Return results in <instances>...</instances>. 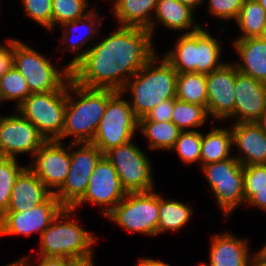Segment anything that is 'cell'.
Instances as JSON below:
<instances>
[{
  "instance_id": "obj_1",
  "label": "cell",
  "mask_w": 266,
  "mask_h": 266,
  "mask_svg": "<svg viewBox=\"0 0 266 266\" xmlns=\"http://www.w3.org/2000/svg\"><path fill=\"white\" fill-rule=\"evenodd\" d=\"M146 29L119 26L90 47L71 69V79L87 88L121 91L156 53Z\"/></svg>"
},
{
  "instance_id": "obj_2",
  "label": "cell",
  "mask_w": 266,
  "mask_h": 266,
  "mask_svg": "<svg viewBox=\"0 0 266 266\" xmlns=\"http://www.w3.org/2000/svg\"><path fill=\"white\" fill-rule=\"evenodd\" d=\"M117 91L112 89L87 88L67 81V104L64 127L59 142L71 137V143L92 142L108 100Z\"/></svg>"
},
{
  "instance_id": "obj_3",
  "label": "cell",
  "mask_w": 266,
  "mask_h": 266,
  "mask_svg": "<svg viewBox=\"0 0 266 266\" xmlns=\"http://www.w3.org/2000/svg\"><path fill=\"white\" fill-rule=\"evenodd\" d=\"M177 75L172 65L156 53L128 80L121 92L130 93L129 104L138 120L159 103L176 98Z\"/></svg>"
},
{
  "instance_id": "obj_4",
  "label": "cell",
  "mask_w": 266,
  "mask_h": 266,
  "mask_svg": "<svg viewBox=\"0 0 266 266\" xmlns=\"http://www.w3.org/2000/svg\"><path fill=\"white\" fill-rule=\"evenodd\" d=\"M72 208H63L39 236L37 256L83 260L94 257L97 236L81 227ZM73 217V218H72Z\"/></svg>"
},
{
  "instance_id": "obj_5",
  "label": "cell",
  "mask_w": 266,
  "mask_h": 266,
  "mask_svg": "<svg viewBox=\"0 0 266 266\" xmlns=\"http://www.w3.org/2000/svg\"><path fill=\"white\" fill-rule=\"evenodd\" d=\"M180 35L173 49L163 55L178 73L208 74L226 63L220 60L222 41L212 37L208 28L203 26L195 32Z\"/></svg>"
},
{
  "instance_id": "obj_6",
  "label": "cell",
  "mask_w": 266,
  "mask_h": 266,
  "mask_svg": "<svg viewBox=\"0 0 266 266\" xmlns=\"http://www.w3.org/2000/svg\"><path fill=\"white\" fill-rule=\"evenodd\" d=\"M12 65L27 81L31 94L57 91L71 78L69 68L59 69L46 55L16 38L12 43Z\"/></svg>"
},
{
  "instance_id": "obj_7",
  "label": "cell",
  "mask_w": 266,
  "mask_h": 266,
  "mask_svg": "<svg viewBox=\"0 0 266 266\" xmlns=\"http://www.w3.org/2000/svg\"><path fill=\"white\" fill-rule=\"evenodd\" d=\"M67 82L57 91L32 93L17 108L47 141L59 140L64 127Z\"/></svg>"
},
{
  "instance_id": "obj_8",
  "label": "cell",
  "mask_w": 266,
  "mask_h": 266,
  "mask_svg": "<svg viewBox=\"0 0 266 266\" xmlns=\"http://www.w3.org/2000/svg\"><path fill=\"white\" fill-rule=\"evenodd\" d=\"M106 219L129 233L156 237L159 223V193L155 190L127 192L108 213Z\"/></svg>"
},
{
  "instance_id": "obj_9",
  "label": "cell",
  "mask_w": 266,
  "mask_h": 266,
  "mask_svg": "<svg viewBox=\"0 0 266 266\" xmlns=\"http://www.w3.org/2000/svg\"><path fill=\"white\" fill-rule=\"evenodd\" d=\"M121 91H117L107 102L98 130L92 140L105 154L112 148L133 140L138 132V119Z\"/></svg>"
},
{
  "instance_id": "obj_10",
  "label": "cell",
  "mask_w": 266,
  "mask_h": 266,
  "mask_svg": "<svg viewBox=\"0 0 266 266\" xmlns=\"http://www.w3.org/2000/svg\"><path fill=\"white\" fill-rule=\"evenodd\" d=\"M208 185L222 210L224 218L228 219L238 206L244 205L243 165L232 158L210 163L200 167Z\"/></svg>"
},
{
  "instance_id": "obj_11",
  "label": "cell",
  "mask_w": 266,
  "mask_h": 266,
  "mask_svg": "<svg viewBox=\"0 0 266 266\" xmlns=\"http://www.w3.org/2000/svg\"><path fill=\"white\" fill-rule=\"evenodd\" d=\"M104 156L115 168L126 192H148L155 189L153 163L133 140L110 149Z\"/></svg>"
},
{
  "instance_id": "obj_12",
  "label": "cell",
  "mask_w": 266,
  "mask_h": 266,
  "mask_svg": "<svg viewBox=\"0 0 266 266\" xmlns=\"http://www.w3.org/2000/svg\"><path fill=\"white\" fill-rule=\"evenodd\" d=\"M104 154L91 142L71 143L69 173L54 193L64 208H72L85 194L96 164Z\"/></svg>"
},
{
  "instance_id": "obj_13",
  "label": "cell",
  "mask_w": 266,
  "mask_h": 266,
  "mask_svg": "<svg viewBox=\"0 0 266 266\" xmlns=\"http://www.w3.org/2000/svg\"><path fill=\"white\" fill-rule=\"evenodd\" d=\"M15 112L0 115V156L18 159V155L29 153L32 158L47 140L30 121Z\"/></svg>"
},
{
  "instance_id": "obj_14",
  "label": "cell",
  "mask_w": 266,
  "mask_h": 266,
  "mask_svg": "<svg viewBox=\"0 0 266 266\" xmlns=\"http://www.w3.org/2000/svg\"><path fill=\"white\" fill-rule=\"evenodd\" d=\"M127 194L113 165L103 156L96 164L83 197L72 207L77 210L84 203L100 206L104 217Z\"/></svg>"
},
{
  "instance_id": "obj_15",
  "label": "cell",
  "mask_w": 266,
  "mask_h": 266,
  "mask_svg": "<svg viewBox=\"0 0 266 266\" xmlns=\"http://www.w3.org/2000/svg\"><path fill=\"white\" fill-rule=\"evenodd\" d=\"M32 158L27 166L54 194L69 173L71 143L67 145L57 140L46 141Z\"/></svg>"
},
{
  "instance_id": "obj_16",
  "label": "cell",
  "mask_w": 266,
  "mask_h": 266,
  "mask_svg": "<svg viewBox=\"0 0 266 266\" xmlns=\"http://www.w3.org/2000/svg\"><path fill=\"white\" fill-rule=\"evenodd\" d=\"M64 207L52 194L44 203L22 212H5L0 217V236L41 235Z\"/></svg>"
},
{
  "instance_id": "obj_17",
  "label": "cell",
  "mask_w": 266,
  "mask_h": 266,
  "mask_svg": "<svg viewBox=\"0 0 266 266\" xmlns=\"http://www.w3.org/2000/svg\"><path fill=\"white\" fill-rule=\"evenodd\" d=\"M236 67L226 62L221 68L206 74L207 112L214 121L234 119Z\"/></svg>"
},
{
  "instance_id": "obj_18",
  "label": "cell",
  "mask_w": 266,
  "mask_h": 266,
  "mask_svg": "<svg viewBox=\"0 0 266 266\" xmlns=\"http://www.w3.org/2000/svg\"><path fill=\"white\" fill-rule=\"evenodd\" d=\"M98 15V10L96 8H93L84 17L71 22H65L60 26V28H63V35L60 36L59 40L61 41L62 46L57 49L61 50L64 48L62 50L63 52H68L67 50H69L71 53H75L72 60H70L69 63L65 65L70 70L85 56V53L95 43L93 37L98 36V29L101 28V24L103 23L101 21L104 19V16L102 18L101 15ZM83 29L85 30L83 31V34L80 35L79 32ZM75 31L79 32L77 33ZM87 42L90 43L88 47H86V45H88Z\"/></svg>"
},
{
  "instance_id": "obj_19",
  "label": "cell",
  "mask_w": 266,
  "mask_h": 266,
  "mask_svg": "<svg viewBox=\"0 0 266 266\" xmlns=\"http://www.w3.org/2000/svg\"><path fill=\"white\" fill-rule=\"evenodd\" d=\"M234 122H256L266 108V84L237 71Z\"/></svg>"
},
{
  "instance_id": "obj_20",
  "label": "cell",
  "mask_w": 266,
  "mask_h": 266,
  "mask_svg": "<svg viewBox=\"0 0 266 266\" xmlns=\"http://www.w3.org/2000/svg\"><path fill=\"white\" fill-rule=\"evenodd\" d=\"M233 155L243 166L266 164V133L255 122L231 123Z\"/></svg>"
},
{
  "instance_id": "obj_21",
  "label": "cell",
  "mask_w": 266,
  "mask_h": 266,
  "mask_svg": "<svg viewBox=\"0 0 266 266\" xmlns=\"http://www.w3.org/2000/svg\"><path fill=\"white\" fill-rule=\"evenodd\" d=\"M211 235L209 266H250L251 252L247 239L232 232Z\"/></svg>"
},
{
  "instance_id": "obj_22",
  "label": "cell",
  "mask_w": 266,
  "mask_h": 266,
  "mask_svg": "<svg viewBox=\"0 0 266 266\" xmlns=\"http://www.w3.org/2000/svg\"><path fill=\"white\" fill-rule=\"evenodd\" d=\"M53 193L27 166L17 177L6 212H22L44 203Z\"/></svg>"
},
{
  "instance_id": "obj_23",
  "label": "cell",
  "mask_w": 266,
  "mask_h": 266,
  "mask_svg": "<svg viewBox=\"0 0 266 266\" xmlns=\"http://www.w3.org/2000/svg\"><path fill=\"white\" fill-rule=\"evenodd\" d=\"M194 14L195 12L193 9L178 0H158L152 24L148 31L153 39L154 32H156V24L160 23L170 31H184L185 33L195 32L199 30L203 24H200V22L195 23Z\"/></svg>"
},
{
  "instance_id": "obj_24",
  "label": "cell",
  "mask_w": 266,
  "mask_h": 266,
  "mask_svg": "<svg viewBox=\"0 0 266 266\" xmlns=\"http://www.w3.org/2000/svg\"><path fill=\"white\" fill-rule=\"evenodd\" d=\"M231 46L240 58L237 71L266 84V37L235 39Z\"/></svg>"
},
{
  "instance_id": "obj_25",
  "label": "cell",
  "mask_w": 266,
  "mask_h": 266,
  "mask_svg": "<svg viewBox=\"0 0 266 266\" xmlns=\"http://www.w3.org/2000/svg\"><path fill=\"white\" fill-rule=\"evenodd\" d=\"M157 1L113 0L112 13L119 26L137 27L148 30L152 24Z\"/></svg>"
},
{
  "instance_id": "obj_26",
  "label": "cell",
  "mask_w": 266,
  "mask_h": 266,
  "mask_svg": "<svg viewBox=\"0 0 266 266\" xmlns=\"http://www.w3.org/2000/svg\"><path fill=\"white\" fill-rule=\"evenodd\" d=\"M231 128L214 127L208 133H202L200 167L232 158Z\"/></svg>"
},
{
  "instance_id": "obj_27",
  "label": "cell",
  "mask_w": 266,
  "mask_h": 266,
  "mask_svg": "<svg viewBox=\"0 0 266 266\" xmlns=\"http://www.w3.org/2000/svg\"><path fill=\"white\" fill-rule=\"evenodd\" d=\"M194 214L193 207L176 199H166L159 193V223L157 236L163 232H176L185 226Z\"/></svg>"
},
{
  "instance_id": "obj_28",
  "label": "cell",
  "mask_w": 266,
  "mask_h": 266,
  "mask_svg": "<svg viewBox=\"0 0 266 266\" xmlns=\"http://www.w3.org/2000/svg\"><path fill=\"white\" fill-rule=\"evenodd\" d=\"M138 131L146 138L151 150L170 151L181 130L172 121H138Z\"/></svg>"
},
{
  "instance_id": "obj_29",
  "label": "cell",
  "mask_w": 266,
  "mask_h": 266,
  "mask_svg": "<svg viewBox=\"0 0 266 266\" xmlns=\"http://www.w3.org/2000/svg\"><path fill=\"white\" fill-rule=\"evenodd\" d=\"M235 22L241 31L235 39L264 37L266 32V11L257 0H245Z\"/></svg>"
},
{
  "instance_id": "obj_30",
  "label": "cell",
  "mask_w": 266,
  "mask_h": 266,
  "mask_svg": "<svg viewBox=\"0 0 266 266\" xmlns=\"http://www.w3.org/2000/svg\"><path fill=\"white\" fill-rule=\"evenodd\" d=\"M176 98L187 103L202 105L207 109L206 74L197 72L178 73Z\"/></svg>"
},
{
  "instance_id": "obj_31",
  "label": "cell",
  "mask_w": 266,
  "mask_h": 266,
  "mask_svg": "<svg viewBox=\"0 0 266 266\" xmlns=\"http://www.w3.org/2000/svg\"><path fill=\"white\" fill-rule=\"evenodd\" d=\"M208 118L209 115L204 106L174 98L171 121L181 131H194L203 127Z\"/></svg>"
},
{
  "instance_id": "obj_32",
  "label": "cell",
  "mask_w": 266,
  "mask_h": 266,
  "mask_svg": "<svg viewBox=\"0 0 266 266\" xmlns=\"http://www.w3.org/2000/svg\"><path fill=\"white\" fill-rule=\"evenodd\" d=\"M16 158L0 156V217L8 210L12 189L18 175L27 167Z\"/></svg>"
},
{
  "instance_id": "obj_33",
  "label": "cell",
  "mask_w": 266,
  "mask_h": 266,
  "mask_svg": "<svg viewBox=\"0 0 266 266\" xmlns=\"http://www.w3.org/2000/svg\"><path fill=\"white\" fill-rule=\"evenodd\" d=\"M92 9L88 0H52V33L56 26L82 18Z\"/></svg>"
},
{
  "instance_id": "obj_34",
  "label": "cell",
  "mask_w": 266,
  "mask_h": 266,
  "mask_svg": "<svg viewBox=\"0 0 266 266\" xmlns=\"http://www.w3.org/2000/svg\"><path fill=\"white\" fill-rule=\"evenodd\" d=\"M0 89L5 101H15L17 108L31 93L23 75L12 65L0 77Z\"/></svg>"
},
{
  "instance_id": "obj_35",
  "label": "cell",
  "mask_w": 266,
  "mask_h": 266,
  "mask_svg": "<svg viewBox=\"0 0 266 266\" xmlns=\"http://www.w3.org/2000/svg\"><path fill=\"white\" fill-rule=\"evenodd\" d=\"M202 131H181L170 151L177 152L182 164L198 163L200 166Z\"/></svg>"
},
{
  "instance_id": "obj_36",
  "label": "cell",
  "mask_w": 266,
  "mask_h": 266,
  "mask_svg": "<svg viewBox=\"0 0 266 266\" xmlns=\"http://www.w3.org/2000/svg\"><path fill=\"white\" fill-rule=\"evenodd\" d=\"M20 2L26 16L52 32V0H20Z\"/></svg>"
},
{
  "instance_id": "obj_37",
  "label": "cell",
  "mask_w": 266,
  "mask_h": 266,
  "mask_svg": "<svg viewBox=\"0 0 266 266\" xmlns=\"http://www.w3.org/2000/svg\"><path fill=\"white\" fill-rule=\"evenodd\" d=\"M244 205L253 196V189L266 188V164L243 166Z\"/></svg>"
},
{
  "instance_id": "obj_38",
  "label": "cell",
  "mask_w": 266,
  "mask_h": 266,
  "mask_svg": "<svg viewBox=\"0 0 266 266\" xmlns=\"http://www.w3.org/2000/svg\"><path fill=\"white\" fill-rule=\"evenodd\" d=\"M245 0H208V13L219 20H236Z\"/></svg>"
},
{
  "instance_id": "obj_39",
  "label": "cell",
  "mask_w": 266,
  "mask_h": 266,
  "mask_svg": "<svg viewBox=\"0 0 266 266\" xmlns=\"http://www.w3.org/2000/svg\"><path fill=\"white\" fill-rule=\"evenodd\" d=\"M174 99H167L156 105L145 117L138 121H171Z\"/></svg>"
},
{
  "instance_id": "obj_40",
  "label": "cell",
  "mask_w": 266,
  "mask_h": 266,
  "mask_svg": "<svg viewBox=\"0 0 266 266\" xmlns=\"http://www.w3.org/2000/svg\"><path fill=\"white\" fill-rule=\"evenodd\" d=\"M37 265L35 266H70V264L74 261L65 257H44L37 256ZM31 256H24L19 259L20 266H32Z\"/></svg>"
},
{
  "instance_id": "obj_41",
  "label": "cell",
  "mask_w": 266,
  "mask_h": 266,
  "mask_svg": "<svg viewBox=\"0 0 266 266\" xmlns=\"http://www.w3.org/2000/svg\"><path fill=\"white\" fill-rule=\"evenodd\" d=\"M6 43L0 44V77L12 66L13 38H8Z\"/></svg>"
},
{
  "instance_id": "obj_42",
  "label": "cell",
  "mask_w": 266,
  "mask_h": 266,
  "mask_svg": "<svg viewBox=\"0 0 266 266\" xmlns=\"http://www.w3.org/2000/svg\"><path fill=\"white\" fill-rule=\"evenodd\" d=\"M245 205L262 209L266 212V188L253 189V196L245 203Z\"/></svg>"
},
{
  "instance_id": "obj_43",
  "label": "cell",
  "mask_w": 266,
  "mask_h": 266,
  "mask_svg": "<svg viewBox=\"0 0 266 266\" xmlns=\"http://www.w3.org/2000/svg\"><path fill=\"white\" fill-rule=\"evenodd\" d=\"M135 266H172V265L157 259L143 257L139 258Z\"/></svg>"
},
{
  "instance_id": "obj_44",
  "label": "cell",
  "mask_w": 266,
  "mask_h": 266,
  "mask_svg": "<svg viewBox=\"0 0 266 266\" xmlns=\"http://www.w3.org/2000/svg\"><path fill=\"white\" fill-rule=\"evenodd\" d=\"M184 5L189 6L194 11L199 8L202 4H204L205 0H178Z\"/></svg>"
},
{
  "instance_id": "obj_45",
  "label": "cell",
  "mask_w": 266,
  "mask_h": 266,
  "mask_svg": "<svg viewBox=\"0 0 266 266\" xmlns=\"http://www.w3.org/2000/svg\"><path fill=\"white\" fill-rule=\"evenodd\" d=\"M94 257L83 259V260H74L70 266H94Z\"/></svg>"
},
{
  "instance_id": "obj_46",
  "label": "cell",
  "mask_w": 266,
  "mask_h": 266,
  "mask_svg": "<svg viewBox=\"0 0 266 266\" xmlns=\"http://www.w3.org/2000/svg\"><path fill=\"white\" fill-rule=\"evenodd\" d=\"M250 266H266V260L258 258L255 254L250 257Z\"/></svg>"
},
{
  "instance_id": "obj_47",
  "label": "cell",
  "mask_w": 266,
  "mask_h": 266,
  "mask_svg": "<svg viewBox=\"0 0 266 266\" xmlns=\"http://www.w3.org/2000/svg\"><path fill=\"white\" fill-rule=\"evenodd\" d=\"M255 123L260 127L263 132L266 133V108Z\"/></svg>"
},
{
  "instance_id": "obj_48",
  "label": "cell",
  "mask_w": 266,
  "mask_h": 266,
  "mask_svg": "<svg viewBox=\"0 0 266 266\" xmlns=\"http://www.w3.org/2000/svg\"><path fill=\"white\" fill-rule=\"evenodd\" d=\"M258 258L266 260V242L265 245L255 254Z\"/></svg>"
},
{
  "instance_id": "obj_49",
  "label": "cell",
  "mask_w": 266,
  "mask_h": 266,
  "mask_svg": "<svg viewBox=\"0 0 266 266\" xmlns=\"http://www.w3.org/2000/svg\"><path fill=\"white\" fill-rule=\"evenodd\" d=\"M4 266H20L19 259L16 261L11 262L10 264H6Z\"/></svg>"
},
{
  "instance_id": "obj_50",
  "label": "cell",
  "mask_w": 266,
  "mask_h": 266,
  "mask_svg": "<svg viewBox=\"0 0 266 266\" xmlns=\"http://www.w3.org/2000/svg\"><path fill=\"white\" fill-rule=\"evenodd\" d=\"M260 5L262 6V8L266 11V0H257Z\"/></svg>"
},
{
  "instance_id": "obj_51",
  "label": "cell",
  "mask_w": 266,
  "mask_h": 266,
  "mask_svg": "<svg viewBox=\"0 0 266 266\" xmlns=\"http://www.w3.org/2000/svg\"><path fill=\"white\" fill-rule=\"evenodd\" d=\"M5 101L4 98H3V95H2V92H1V89H0V103ZM1 105V104H0Z\"/></svg>"
},
{
  "instance_id": "obj_52",
  "label": "cell",
  "mask_w": 266,
  "mask_h": 266,
  "mask_svg": "<svg viewBox=\"0 0 266 266\" xmlns=\"http://www.w3.org/2000/svg\"><path fill=\"white\" fill-rule=\"evenodd\" d=\"M198 266H209L208 264H206V263H202V264H200V265H198Z\"/></svg>"
}]
</instances>
